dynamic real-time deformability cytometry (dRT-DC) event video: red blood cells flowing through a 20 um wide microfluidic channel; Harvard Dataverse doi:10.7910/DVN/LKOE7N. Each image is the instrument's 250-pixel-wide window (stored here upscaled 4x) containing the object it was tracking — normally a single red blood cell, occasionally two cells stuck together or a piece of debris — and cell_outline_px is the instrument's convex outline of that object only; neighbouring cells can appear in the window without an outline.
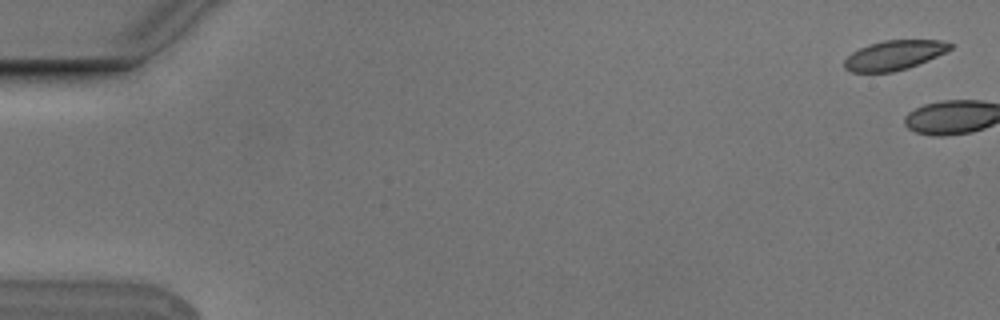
{"species": "Egyptian fruit bat (a non-hibernating species)", "species_latin": "Rousettus aegyptiacus", "temperature_condition": "cold", "stored_images_in_passage": 6, "camera_frame_rate_fps": 3000, "um_per_image_px": 0.085, "animal": {"sex": "male"}, "frame": {"image": 1, "passage_image": 1, "time_ms": 0.0, "image_size_px": [1000, 320], "cell_outline_px": [[952, 48], [928, 60], [908, 68], [892, 72], [852, 72], [844, 68], [844, 60], [852, 52], [868, 44], [884, 40], [940, 40], [952, 44]], "centroid_in_image_um": [75.98, 4.69], "position_along_channel_um": 9.0, "area_um2": 18.09}}
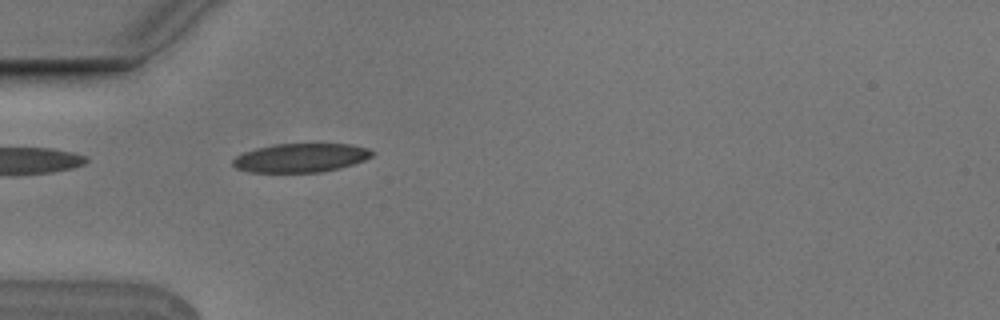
{"frame": {"image": 2, "passage_image": 6, "time_ms": 1.667, "image_size_px": [1000, 320], "cell_outline_px": [[376, 152], [372, 156], [364, 160], [340, 168], [320, 172], [252, 172], [236, 168], [232, 164], [232, 160], [236, 156], [244, 152], [256, 148], [276, 144], [348, 144], [368, 148]], "centroid_in_image_um": [25.57, 13.41], "position_along_channel_um": 59.4, "area_um2": 23.29}}